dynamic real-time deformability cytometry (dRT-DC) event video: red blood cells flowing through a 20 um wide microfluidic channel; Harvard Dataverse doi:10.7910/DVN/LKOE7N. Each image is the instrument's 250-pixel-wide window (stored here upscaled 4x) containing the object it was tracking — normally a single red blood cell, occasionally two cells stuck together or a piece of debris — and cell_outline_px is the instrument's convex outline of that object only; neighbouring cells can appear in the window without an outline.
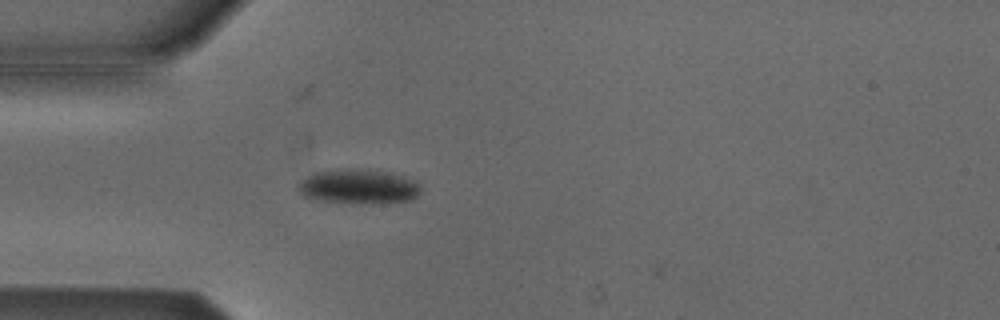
{"species": "Egyptian fruit bat (a non-hibernating species)", "species_latin": "Rousettus aegyptiacus", "temperature_condition": "cold", "stored_images_in_passage": 6, "camera_frame_rate_fps": 3000, "um_per_image_px": 0.085, "animal": {"sex": "male"}, "frame": {"image": 1, "passage_image": 2, "time_ms": 0.333, "image_size_px": [1000, 320], "cell_outline_px": [[420, 192], [412, 200], [372, 204], [352, 204], [320, 200], [304, 196], [300, 192], [296, 184], [300, 180], [312, 172], [380, 172], [396, 176], [408, 180], [416, 184], [420, 188]], "centroid_in_image_um": [30.39, 15.95], "position_along_channel_um": 54.6, "area_um2": 23.35}}
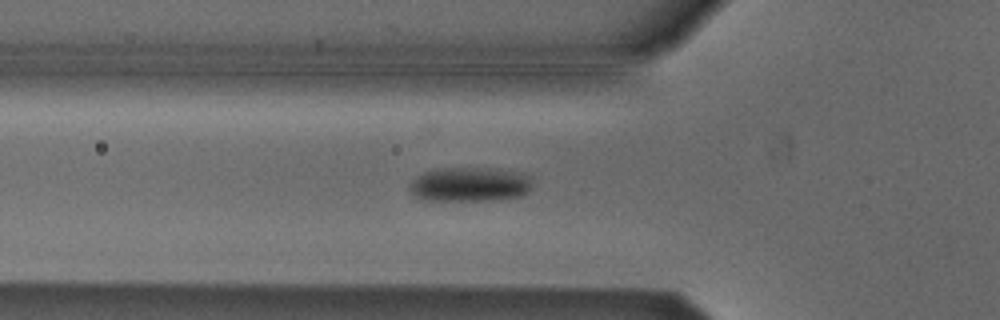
{"frame": {"image": 2, "passage_image": 5, "time_ms": 1.333, "image_size_px": [1000, 320], "cell_outline_px": [[532, 188], [528, 192], [520, 196], [492, 200], [424, 200], [416, 196], [408, 188], [408, 184], [416, 176], [424, 172], [440, 168], [496, 168], [524, 172], [532, 176]], "centroid_in_image_um": [39.98, 15.65], "position_along_channel_um": 85.8, "area_um2": 25.03}}